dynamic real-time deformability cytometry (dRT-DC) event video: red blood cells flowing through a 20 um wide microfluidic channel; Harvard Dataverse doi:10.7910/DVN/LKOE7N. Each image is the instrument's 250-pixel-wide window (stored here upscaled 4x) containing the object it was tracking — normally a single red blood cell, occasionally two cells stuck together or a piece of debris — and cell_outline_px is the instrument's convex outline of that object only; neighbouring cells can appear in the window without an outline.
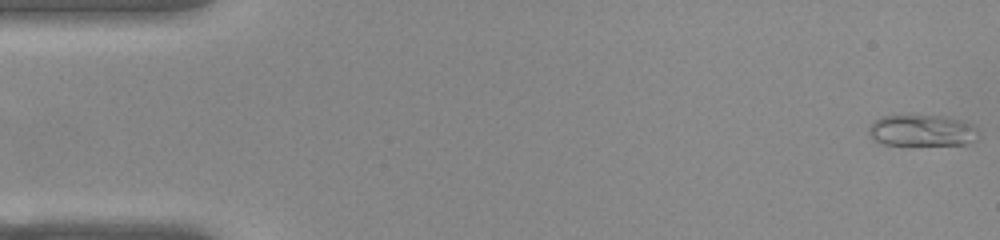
{"species": "common noctule bat (a hibernating species)", "species_latin": "Nyctalus noctula", "temperature_condition": "warm", "stored_images_in_passage": 53, "camera_frame_rate_fps": 3000, "um_per_image_px": 0.085, "animal": {"sex": "female", "body_mass_g": 22.0, "forearm_length_mm": 56.7}, "frame": {"image": 1, "passage_image": 1, "time_ms": 0.0, "image_size_px": [1000, 240], "cell_outline_px": [[976, 140], [964, 144], [884, 144], [876, 140], [868, 132], [868, 128], [880, 116], [912, 112], [948, 116], [972, 124], [976, 128]], "centroid_in_image_um": [78.34, 11.02], "position_along_channel_um": 6.7, "area_um2": 20.58}}
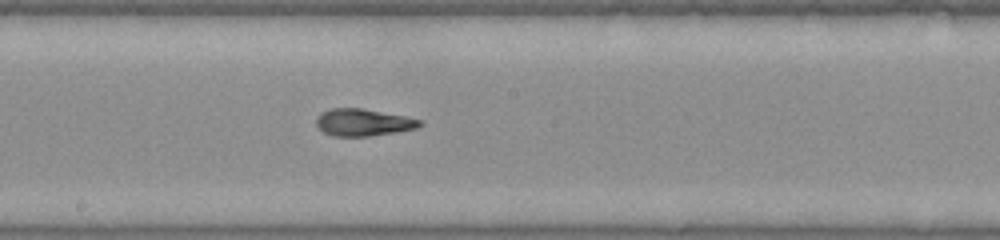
{"frame": {"image": 2, "passage_image": 28, "time_ms": 9.0, "image_size_px": [1000, 240], "cell_outline_px": [[424, 124], [416, 128], [396, 132], [368, 136], [332, 136], [324, 132], [316, 124], [316, 116], [320, 112], [332, 108], [360, 108], [404, 116], [420, 120]], "centroid_in_image_um": [30.84, 10.4], "position_along_channel_um": 217.4, "area_um2": 16.24}}
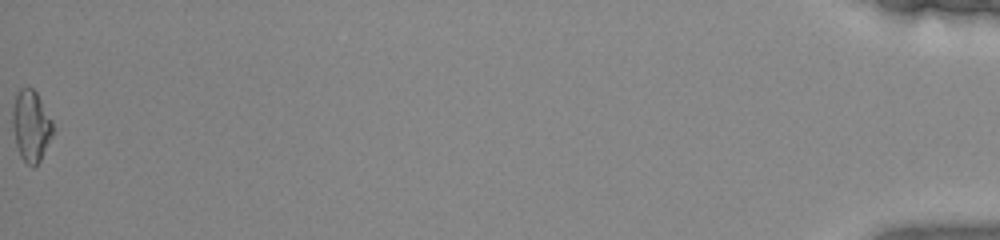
{"frame": {"image": 3, "passage_image": 53, "time_ms": 17.333, "image_size_px": [1000, 240], "cell_outline_px": [[52, 136], [40, 160], [32, 168], [20, 156], [16, 144], [12, 128], [12, 108], [16, 96], [20, 88], [32, 88], [36, 92], [52, 120]], "centroid_in_image_um": [2.62, 10.7], "position_along_channel_um": 432.6, "area_um2": 16.53}, "authors_computed_cell_mechanics": {"area_um2": 16.762, "velocity_mm_per_s": 3.878, "shape_relaxation_time_tau1_ms": 5.5195, "shape_relaxation_time_tau2_ms": 0.8621, "deformation_change_tau1": 0.2279, "deformation_change_tau2": 0.0822}}